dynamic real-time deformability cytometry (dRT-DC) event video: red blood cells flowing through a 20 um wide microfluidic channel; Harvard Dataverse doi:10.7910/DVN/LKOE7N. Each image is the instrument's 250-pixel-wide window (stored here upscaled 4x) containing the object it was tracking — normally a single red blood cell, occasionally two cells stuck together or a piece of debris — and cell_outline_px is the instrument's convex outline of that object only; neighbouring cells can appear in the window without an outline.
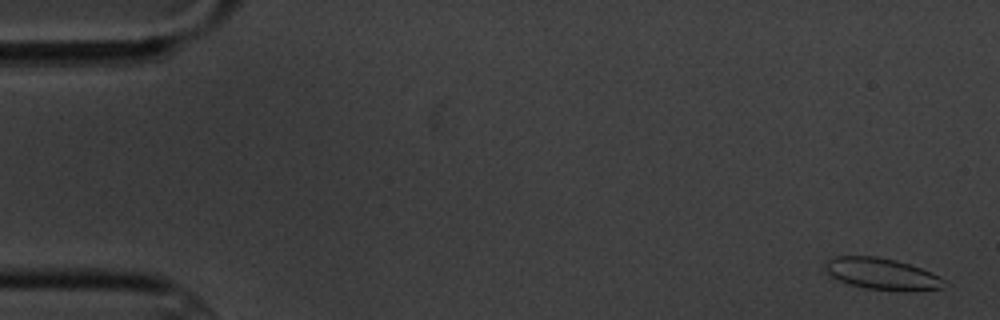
{"species": "common noctule bat (a hibernating species)", "species_latin": "Nyctalus noctula", "temperature_condition": "cold", "stored_images_in_passage": 6, "camera_frame_rate_fps": 3000, "um_per_image_px": 0.085, "animal": {"sex": "male", "body_mass_g": 20.1, "forearm_length_mm": 53.5}, "frame": {"image": 1, "passage_image": 1, "time_ms": 0.0, "image_size_px": [1000, 320], "cell_outline_px": [[952, 284], [944, 288], [916, 292], [864, 288], [848, 284], [832, 276], [824, 268], [824, 260], [836, 256], [876, 256], [896, 260], [920, 268], [940, 276]], "centroid_in_image_um": [75.04, 23.3], "position_along_channel_um": 10.0, "area_um2": 22.31}}